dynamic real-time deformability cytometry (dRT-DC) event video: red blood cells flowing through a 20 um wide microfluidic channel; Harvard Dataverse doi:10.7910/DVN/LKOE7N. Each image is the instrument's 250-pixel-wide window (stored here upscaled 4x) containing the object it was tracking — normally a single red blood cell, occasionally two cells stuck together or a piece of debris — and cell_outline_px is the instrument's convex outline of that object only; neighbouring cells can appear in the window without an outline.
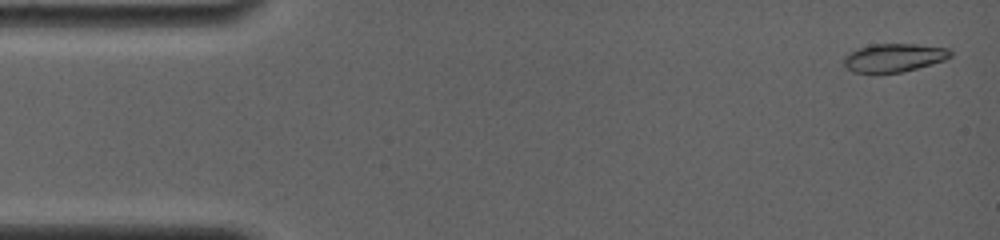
{"species": "common noctule bat (a hibernating species)", "species_latin": "Nyctalus noctula", "temperature_condition": "room temperature", "stored_images_in_passage": 39, "camera_frame_rate_fps": 4000, "um_per_image_px": 0.085, "animal": {"sex": "female", "body_mass_g": 19.0, "forearm_length_mm": 56.7}, "frame": {"image": 1, "passage_image": 1, "time_ms": 0.0, "image_size_px": [1000, 240], "cell_outline_px": [[952, 56], [944, 60], [916, 68], [900, 72], [852, 72], [844, 64], [844, 56], [848, 52], [872, 44], [916, 44], [948, 48], [952, 52]], "centroid_in_image_um": [75.99, 4.89], "position_along_channel_um": 9.0, "area_um2": 17.34}}
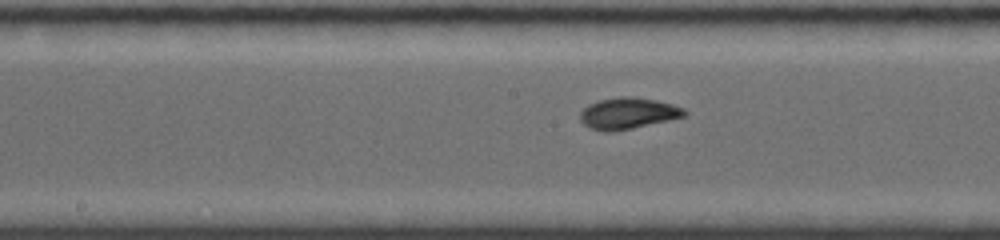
{"frame": {"image": 2, "passage_image": 20, "time_ms": 7.75, "image_size_px": [1000, 240], "cell_outline_px": [[688, 112], [684, 116], [668, 120], [632, 128], [612, 132], [604, 132], [588, 128], [580, 120], [580, 112], [588, 104], [600, 100], [620, 96], [632, 96], [656, 100], [672, 104], [684, 108]], "centroid_in_image_um": [53.35, 9.63], "position_along_channel_um": 194.9, "area_um2": 19.07}}
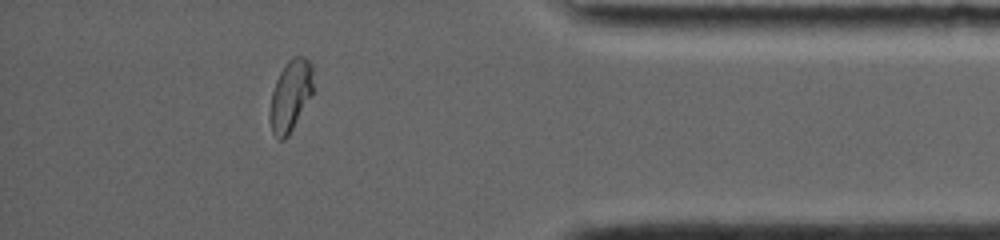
{"frame": {"image": 3, "passage_image": 34, "time_ms": 13.75, "image_size_px": [1000, 240], "cell_outline_px": [[312, 92], [288, 136], [284, 140], [280, 140], [272, 132], [272, 92], [276, 80], [284, 64], [292, 56], [304, 56], [312, 64]], "centroid_in_image_um": [24.71, 8.05], "position_along_channel_um": 410.5, "area_um2": 17.22}, "authors_computed_cell_mechanics": {"area_um2": 18.1492, "velocity_mm_per_s": 3.9022, "shape_relaxation_time_tau1_ms": 4.6779, "shape_relaxation_time_tau2_ms": 0.7767, "deformation_change_tau1": 0.2064, "deformation_change_tau2": 0.0492}}